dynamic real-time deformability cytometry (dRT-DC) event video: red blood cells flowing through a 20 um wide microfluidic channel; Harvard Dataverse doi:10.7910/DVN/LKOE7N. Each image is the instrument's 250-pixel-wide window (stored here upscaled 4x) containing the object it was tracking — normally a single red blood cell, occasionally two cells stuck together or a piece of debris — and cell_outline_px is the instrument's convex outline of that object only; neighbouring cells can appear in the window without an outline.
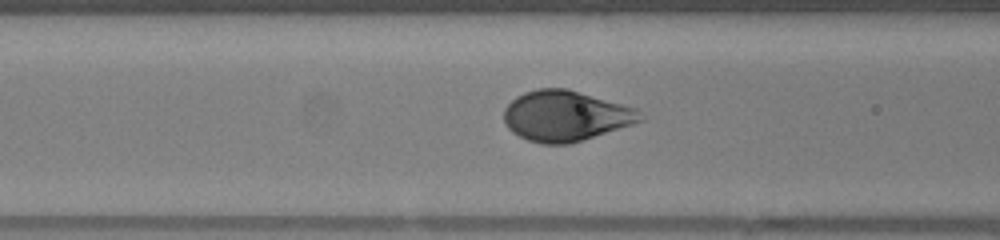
{"species": "human", "species_latin": "Homo sapiens", "temperature_condition": "warm", "stored_images_in_passage": 36, "camera_frame_rate_fps": 3000, "um_per_image_px": 0.085, "donor": {"sex": "female"}, "frame": {"image": 1, "passage_image": 6, "time_ms": 1.667, "image_size_px": [1000, 240], "cell_outline_px": [[644, 120], [632, 124], [568, 144], [540, 144], [528, 140], [512, 132], [508, 128], [504, 120], [504, 108], [516, 96], [524, 92], [536, 88], [568, 88], [636, 108]], "centroid_in_image_um": [48.03, 9.84], "position_along_channel_um": 118.6, "area_um2": 39.88}}
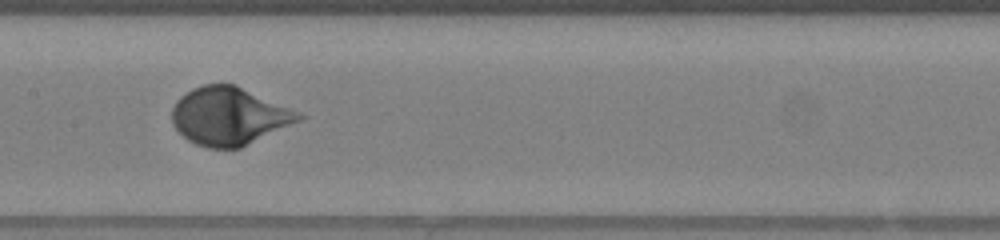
{"frame": {"image": 2, "passage_image": 11, "time_ms": 3.333, "image_size_px": [1000, 240], "cell_outline_px": [[308, 116], [300, 120], [240, 148], [208, 148], [196, 144], [188, 140], [172, 124], [172, 108], [176, 100], [180, 96], [192, 88], [204, 84], [236, 84], [300, 112]], "centroid_in_image_um": [19.47, 9.86], "position_along_channel_um": 187.9, "area_um2": 42.66}, "authors_computed_cell_mechanics": {"area_um2": 39.304, "velocity_mm_per_s": 4.1581, "shape_relaxation_time_tau1_ms": 2.7037, "shape_relaxation_time_tau2_ms": null, "deformation_change_tau1": 0.17, "deformation_change_tau2": null}}